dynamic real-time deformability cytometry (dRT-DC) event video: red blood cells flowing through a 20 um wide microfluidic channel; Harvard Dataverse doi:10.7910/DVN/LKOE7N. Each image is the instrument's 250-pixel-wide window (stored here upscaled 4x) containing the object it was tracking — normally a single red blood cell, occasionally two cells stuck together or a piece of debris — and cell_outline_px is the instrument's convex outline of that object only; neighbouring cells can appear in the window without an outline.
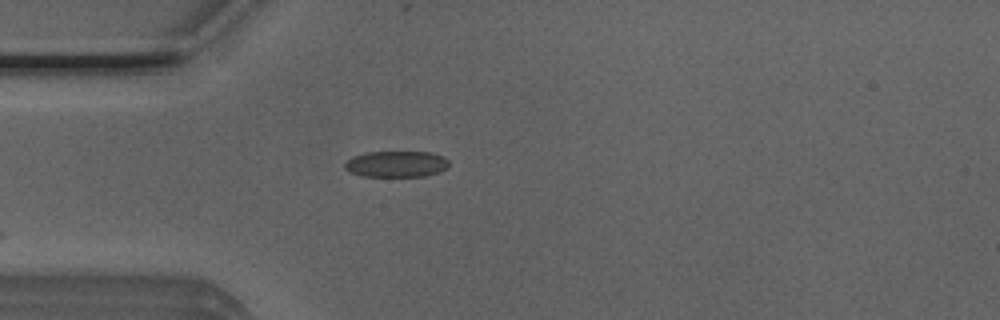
{"species": "Egyptian fruit bat (a non-hibernating species)", "species_latin": "Rousettus aegyptiacus", "temperature_condition": "room temperature", "stored_images_in_passage": 8, "camera_frame_rate_fps": 3000, "um_per_image_px": 0.085, "animal": {"sex": "male"}, "frame": {"image": 1, "passage_image": 1, "time_ms": 0.0, "image_size_px": [1000, 320], "cell_outline_px": [[448, 168], [440, 172], [424, 176], [360, 176], [344, 168], [344, 164], [352, 156], [364, 152], [432, 152], [444, 156], [448, 160]], "centroid_in_image_um": [33.71, 13.93], "position_along_channel_um": 51.3, "area_um2": 16.01}}
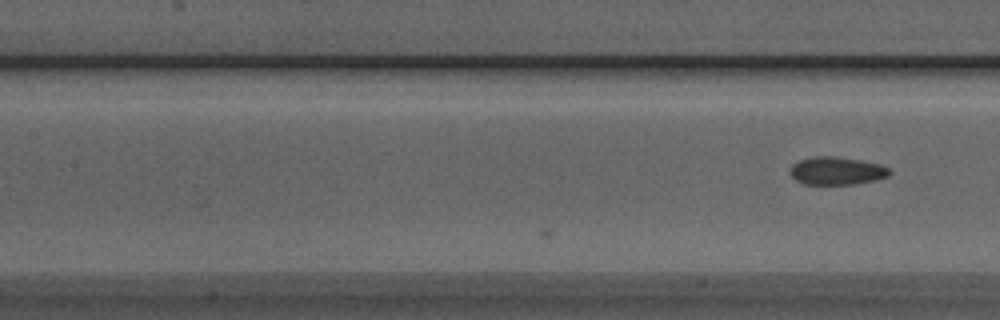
{"frame": {"image": 2, "passage_image": 8, "time_ms": 2.333, "image_size_px": [1000, 320], "cell_outline_px": [[892, 172], [888, 176], [876, 180], [856, 184], [804, 184], [796, 180], [788, 172], [792, 164], [800, 160], [812, 156], [836, 156], [880, 164], [888, 168]], "centroid_in_image_um": [71.1, 14.52], "position_along_channel_um": 136.3, "area_um2": 16.24}}